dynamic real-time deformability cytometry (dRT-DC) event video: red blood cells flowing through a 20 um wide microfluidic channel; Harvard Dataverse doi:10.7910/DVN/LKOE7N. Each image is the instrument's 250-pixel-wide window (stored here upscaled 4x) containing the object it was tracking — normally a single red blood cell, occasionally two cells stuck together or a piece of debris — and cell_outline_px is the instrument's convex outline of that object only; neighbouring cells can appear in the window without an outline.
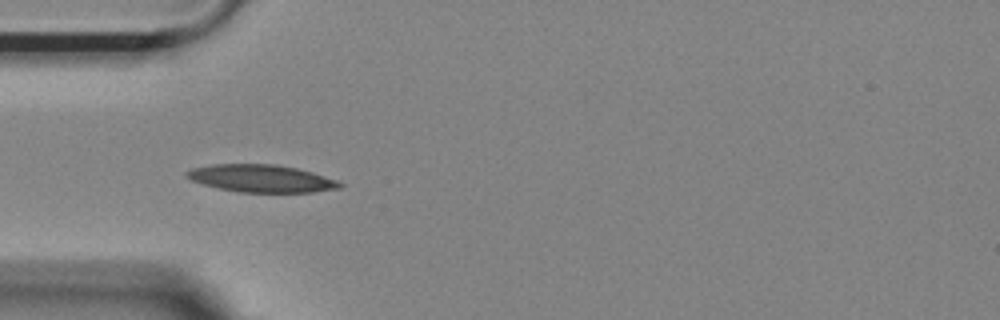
{"species": "Egyptian fruit bat (a non-hibernating species)", "species_latin": "Rousettus aegyptiacus", "temperature_condition": "room temperature", "stored_images_in_passage": 39, "camera_frame_rate_fps": 3000, "um_per_image_px": 0.085, "animal": {"sex": "female"}, "frame": {"image": 1, "passage_image": 1, "time_ms": 0.0, "image_size_px": [1000, 320], "cell_outline_px": [[344, 184], [340, 188], [312, 192], [240, 192], [220, 188], [204, 184], [192, 180], [184, 176], [184, 172], [192, 168], [212, 164], [276, 164], [296, 168], [312, 172], [336, 180]], "centroid_in_image_um": [22.19, 15.16], "position_along_channel_um": 62.8, "area_um2": 24.39}}
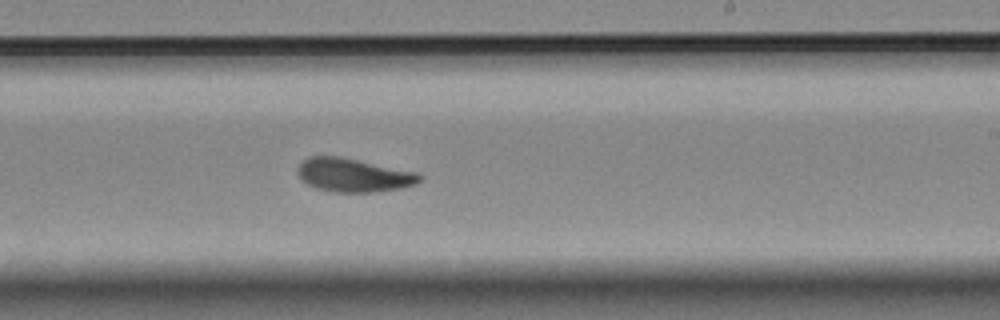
{"frame": {"image": 2, "passage_image": 17, "time_ms": 5.333, "image_size_px": [1000, 320], "cell_outline_px": [[424, 176], [416, 184], [404, 188], [372, 192], [332, 192], [316, 188], [308, 184], [296, 172], [296, 168], [304, 160], [312, 156], [340, 156], [420, 172]], "centroid_in_image_um": [30.11, 14.88], "position_along_channel_um": 258.9, "area_um2": 24.1}}
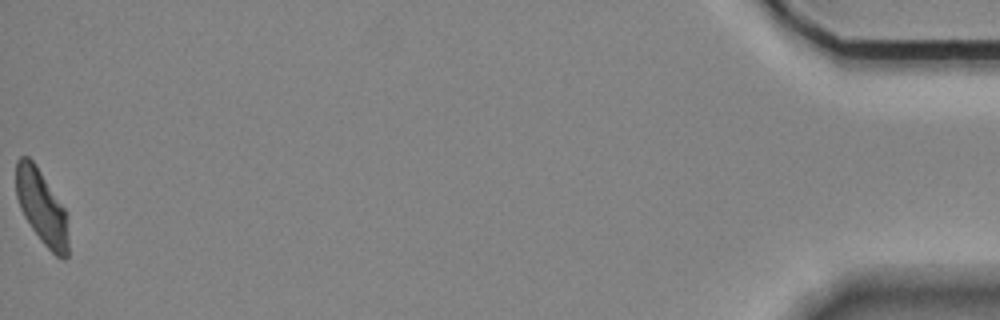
{"frame": {"image": 3, "passage_image": 39, "time_ms": 12.667, "image_size_px": [1000, 320], "cell_outline_px": [[68, 256], [64, 260], [56, 256], [40, 240], [24, 216], [20, 208], [16, 196], [16, 160], [20, 156], [28, 156], [36, 164], [64, 208], [68, 236]], "centroid_in_image_um": [3.52, 17.6], "position_along_channel_um": 431.7, "area_um2": 22.48}, "authors_computed_cell_mechanics": {"area_um2": 23.4668, "velocity_mm_per_s": 3.689, "shape_relaxation_time_tau1_ms": 5.1135, "shape_relaxation_time_tau2_ms": 1.9108, "deformation_change_tau1": 0.1566, "deformation_change_tau2": 0.0839}}